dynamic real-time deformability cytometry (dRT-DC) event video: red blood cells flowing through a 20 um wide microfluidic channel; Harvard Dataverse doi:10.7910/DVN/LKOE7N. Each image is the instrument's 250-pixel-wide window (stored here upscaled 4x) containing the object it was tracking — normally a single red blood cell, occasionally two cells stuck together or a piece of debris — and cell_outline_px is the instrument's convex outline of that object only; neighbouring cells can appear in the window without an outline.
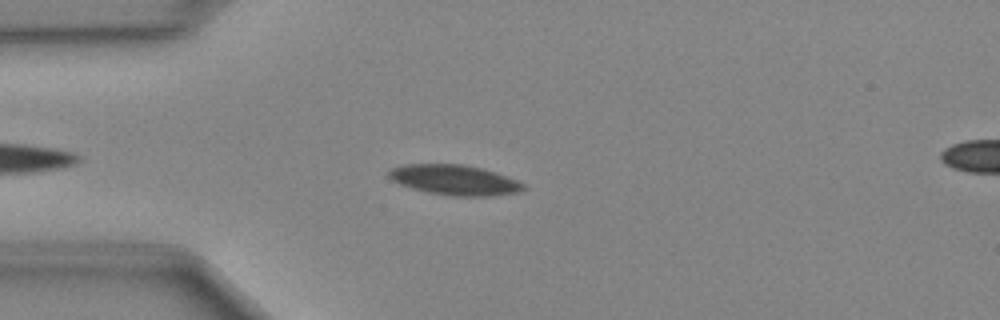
{"species": "Egyptian fruit bat (a non-hibernating species)", "species_latin": "Rousettus aegyptiacus", "temperature_condition": "cold", "stored_images_in_passage": 42, "camera_frame_rate_fps": 3000, "um_per_image_px": 0.085, "animal": {"sex": "female"}, "frame": {"image": 1, "passage_image": 6, "time_ms": 1.667, "image_size_px": [1000, 320], "cell_outline_px": [[528, 188], [516, 192], [488, 196], [448, 196], [428, 192], [412, 188], [400, 184], [392, 180], [388, 176], [388, 172], [392, 168], [408, 164], [464, 164], [484, 168], [508, 176], [524, 184]], "centroid_in_image_um": [38.66, 15.29], "position_along_channel_um": 46.3, "area_um2": 23.7}}
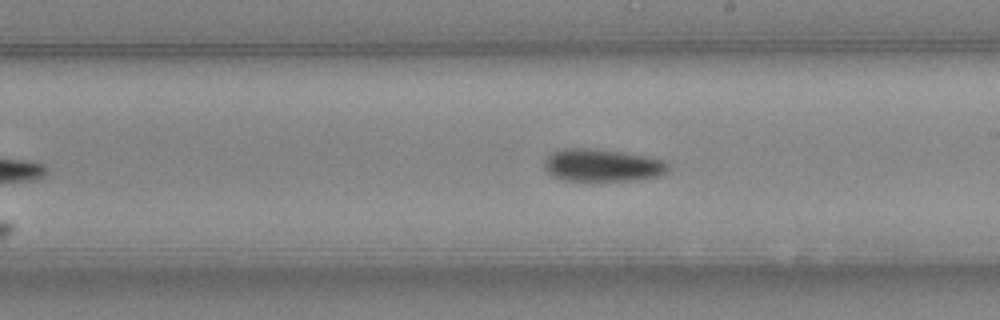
{"frame": {"image": 2, "passage_image": 21, "time_ms": 6.667, "image_size_px": [1000, 320], "cell_outline_px": [[668, 172], [664, 176], [636, 180], [596, 184], [592, 184], [560, 180], [552, 176], [544, 168], [544, 160], [552, 152], [564, 148], [588, 148], [624, 152], [664, 160], [668, 164]], "centroid_in_image_um": [51.18, 14.11], "position_along_channel_um": 237.8, "area_um2": 24.8}}
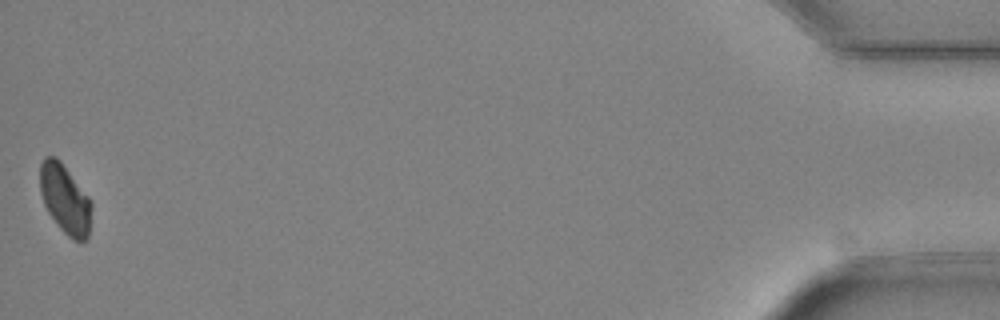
{"frame": {"image": 3, "passage_image": 42, "time_ms": 13.667, "image_size_px": [1000, 320], "cell_outline_px": [[92, 208], [88, 236], [84, 240], [72, 240], [60, 228], [48, 212], [44, 204], [40, 192], [40, 164], [44, 156], [56, 156], [60, 160], [88, 196], [92, 204]], "centroid_in_image_um": [5.52, 16.9], "position_along_channel_um": 429.7, "area_um2": 20.69}}